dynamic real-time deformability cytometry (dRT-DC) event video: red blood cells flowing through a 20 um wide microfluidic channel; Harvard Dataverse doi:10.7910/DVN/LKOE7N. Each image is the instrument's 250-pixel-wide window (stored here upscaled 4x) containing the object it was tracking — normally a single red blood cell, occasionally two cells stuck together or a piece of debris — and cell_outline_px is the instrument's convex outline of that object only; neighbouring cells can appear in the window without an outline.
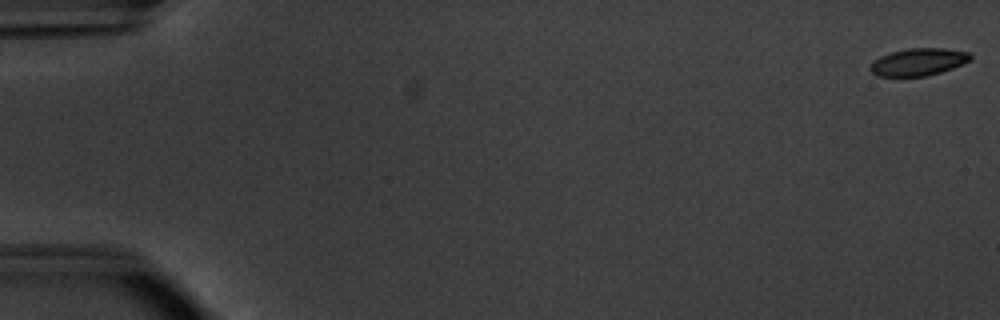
{"species": "common noctule bat (a hibernating species)", "species_latin": "Nyctalus noctula", "temperature_condition": "warm", "stored_images_in_passage": 54, "camera_frame_rate_fps": 3000, "um_per_image_px": 0.085, "animal": {"sex": "male", "body_mass_g": 20.1, "forearm_length_mm": 53.5}, "frame": {"image": 1, "passage_image": 1, "time_ms": 0.0, "image_size_px": [1000, 320], "cell_outline_px": [[972, 60], [952, 68], [928, 76], [876, 76], [868, 68], [872, 60], [880, 56], [892, 52], [908, 48], [944, 48], [968, 52], [972, 56]], "centroid_in_image_um": [78.04, 5.26], "position_along_channel_um": 7.0, "area_um2": 16.07}}
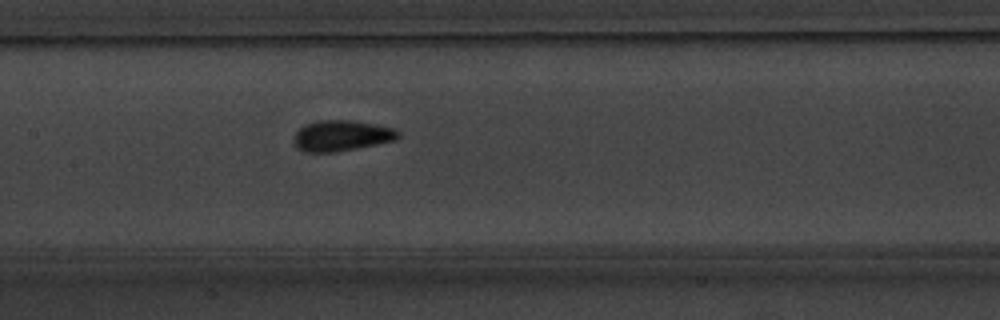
{"frame": {"image": 2, "passage_image": 27, "time_ms": 8.667, "image_size_px": [1000, 320], "cell_outline_px": [[400, 136], [396, 140], [336, 152], [304, 152], [296, 148], [292, 144], [292, 136], [304, 124], [320, 120], [356, 120], [396, 128], [400, 132]], "centroid_in_image_um": [29.01, 11.53], "position_along_channel_um": 178.4, "area_um2": 19.13}}
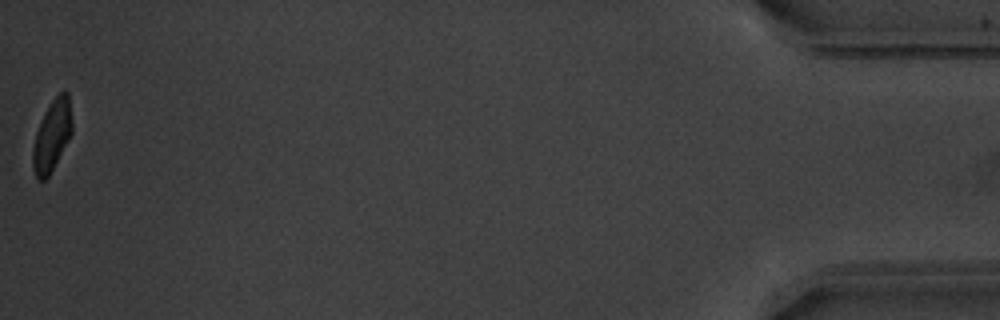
{"frame": {"image": 3, "passage_image": 54, "time_ms": 17.667, "image_size_px": [1000, 320], "cell_outline_px": [[72, 132], [48, 176], [44, 180], [40, 180], [36, 176], [32, 168], [32, 152], [36, 132], [44, 112], [52, 100], [60, 92], [68, 92], [72, 120]], "centroid_in_image_um": [4.41, 11.5], "position_along_channel_um": 430.8, "area_um2": 15.95}, "authors_computed_cell_mechanics": {"area_um2": 17.2244, "velocity_mm_per_s": 3.8265, "shape_relaxation_time_tau1_ms": 2.6923, "shape_relaxation_time_tau2_ms": 1.3875, "deformation_change_tau1": 0.1275, "deformation_change_tau2": 0.0701}}